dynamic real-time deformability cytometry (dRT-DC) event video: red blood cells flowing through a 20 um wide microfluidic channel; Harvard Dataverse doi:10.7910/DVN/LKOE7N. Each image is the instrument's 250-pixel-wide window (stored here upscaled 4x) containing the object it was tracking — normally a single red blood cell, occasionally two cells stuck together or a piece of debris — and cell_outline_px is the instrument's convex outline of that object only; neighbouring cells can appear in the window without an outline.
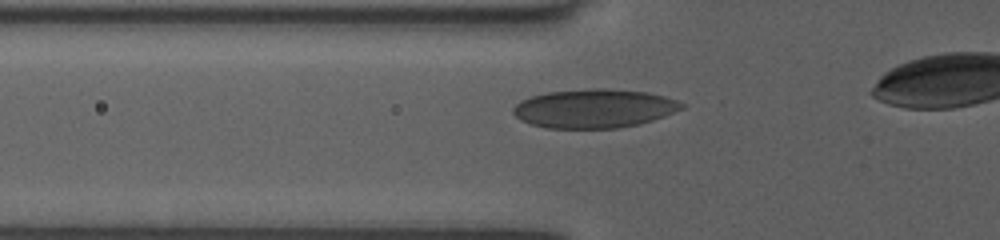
{"species": "human", "species_latin": "Homo sapiens", "temperature_condition": "room temperature", "stored_images_in_passage": 31, "camera_frame_rate_fps": 3000, "um_per_image_px": 0.085, "donor": {"sex": "female"}, "frame": {"image": 1, "passage_image": 4, "time_ms": 1.0, "image_size_px": [1000, 240], "cell_outline_px": [[684, 108], [664, 116], [640, 124], [616, 128], [548, 128], [532, 124], [520, 120], [512, 112], [512, 108], [520, 100], [532, 96], [548, 92], [592, 88], [608, 88], [648, 92], [664, 96], [676, 100], [684, 104]], "centroid_in_image_um": [50.5, 9.21], "position_along_channel_um": 75.3, "area_um2": 38.15}}
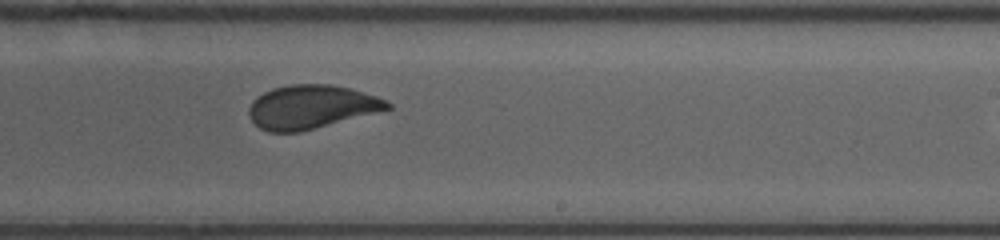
{"frame": {"image": 2, "passage_image": 18, "time_ms": 5.667, "image_size_px": [1000, 240], "cell_outline_px": [[392, 108], [300, 132], [268, 132], [260, 128], [252, 120], [248, 112], [248, 108], [252, 100], [264, 92], [272, 88], [292, 84], [332, 84], [352, 88], [388, 100], [392, 104]], "centroid_in_image_um": [26.46, 9.07], "position_along_channel_um": 262.5, "area_um2": 35.26}}
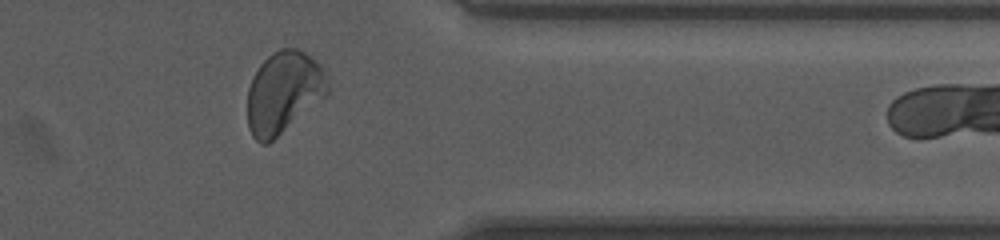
{"frame": {"image": 3, "passage_image": 28, "time_ms": 9.0, "image_size_px": [1000, 240], "cell_outline_px": [[328, 92], [324, 96], [268, 144], [260, 144], [252, 136], [248, 128], [248, 88], [252, 76], [260, 64], [272, 52], [280, 48], [296, 48], [304, 52], [316, 60], [320, 64], [328, 84]], "centroid_in_image_um": [24.06, 7.83], "position_along_channel_um": 387.3, "area_um2": 37.8}}